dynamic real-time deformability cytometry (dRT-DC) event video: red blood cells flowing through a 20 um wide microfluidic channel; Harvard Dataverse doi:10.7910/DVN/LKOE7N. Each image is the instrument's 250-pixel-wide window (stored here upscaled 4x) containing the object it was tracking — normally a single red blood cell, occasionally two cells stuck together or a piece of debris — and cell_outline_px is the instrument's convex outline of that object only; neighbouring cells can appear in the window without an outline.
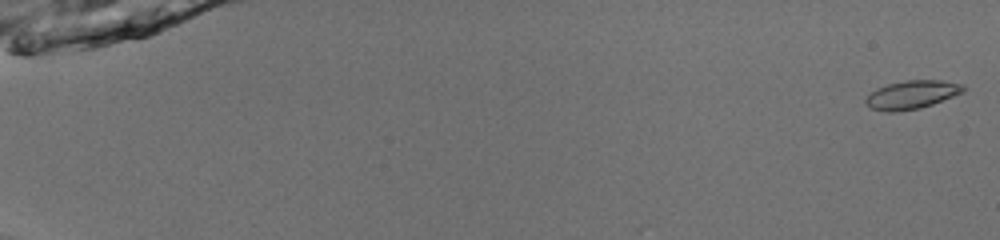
{"species": "common noctule bat (a hibernating species)", "species_latin": "Nyctalus noctula", "temperature_condition": "room temperature", "stored_images_in_passage": 53, "camera_frame_rate_fps": 3000, "um_per_image_px": 0.085, "animal": {"sex": "male", "body_mass_g": 13.0, "forearm_length_mm": 53.1}, "frame": {"image": 1, "passage_image": 1, "time_ms": 0.0, "image_size_px": [1000, 240], "cell_outline_px": [[964, 92], [932, 104], [920, 108], [896, 112], [888, 112], [868, 108], [864, 100], [876, 88], [888, 84], [908, 80], [940, 80], [964, 84]], "centroid_in_image_um": [77.49, 8.05], "position_along_channel_um": 7.5, "area_um2": 16.13}}
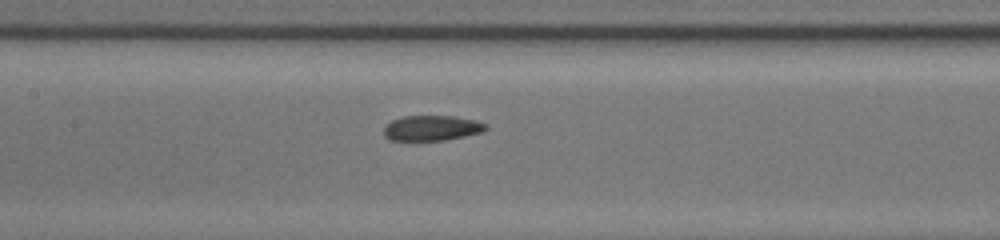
{"frame": {"image": 2, "passage_image": 28, "time_ms": 9.0, "image_size_px": [1000, 240], "cell_outline_px": [[488, 128], [484, 132], [444, 140], [388, 140], [384, 136], [384, 128], [392, 120], [404, 116], [452, 116], [476, 120], [488, 124]], "centroid_in_image_um": [36.73, 10.88], "position_along_channel_um": 170.7, "area_um2": 15.03}}
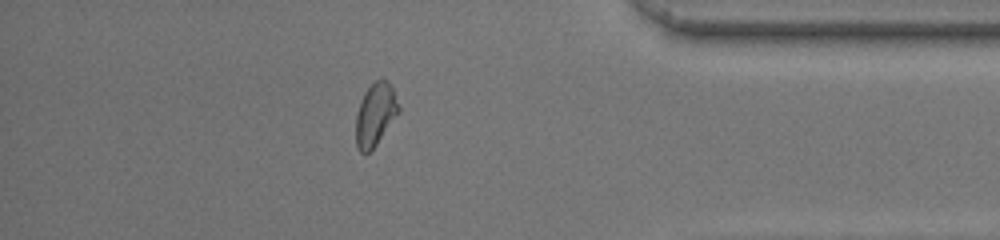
{"frame": {"image": 3, "passage_image": 47, "time_ms": 15.333, "image_size_px": [1000, 240], "cell_outline_px": [[400, 112], [376, 144], [368, 152], [360, 152], [356, 144], [356, 116], [364, 92], [376, 80], [388, 80], [392, 88], [400, 108]], "centroid_in_image_um": [31.91, 9.72], "position_along_channel_um": 403.3, "area_um2": 15.32}, "authors_computed_cell_mechanics": {"area_um2": 15.4904, "velocity_mm_per_s": 4.0069, "shape_relaxation_time_tau1_ms": 4.3629, "shape_relaxation_time_tau2_ms": 1.8596, "deformation_change_tau1": 0.1036, "deformation_change_tau2": 0.0663}}